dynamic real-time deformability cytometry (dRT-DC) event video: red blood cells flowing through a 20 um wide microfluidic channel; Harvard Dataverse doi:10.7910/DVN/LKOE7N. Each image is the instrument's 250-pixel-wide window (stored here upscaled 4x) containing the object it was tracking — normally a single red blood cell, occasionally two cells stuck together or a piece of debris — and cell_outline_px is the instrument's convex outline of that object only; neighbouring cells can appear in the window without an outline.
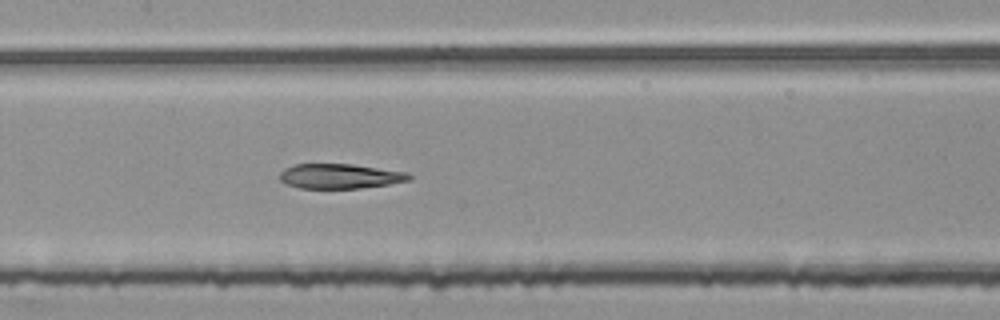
{"species": "common noctule bat (a hibernating species)", "species_latin": "Nyctalus noctula", "temperature_condition": "room temperature", "stored_images_in_passage": 53, "segment_of_instrument_passage": [2, 2], "camera_frame_rate_fps": 3000, "um_per_image_px": 0.085, "animal": {"sex": "female", "body_mass_g": 25.1}, "frame": {"image": 1, "passage_image": 26, "time_ms": 8.333, "image_size_px": [1000, 320], "cell_outline_px": [[412, 176], [408, 180], [388, 184], [360, 188], [300, 188], [284, 184], [280, 180], [280, 172], [284, 168], [296, 164], [352, 164], [408, 172]], "centroid_in_image_um": [28.86, 14.97], "position_along_channel_um": 178.5, "area_um2": 18.67}}
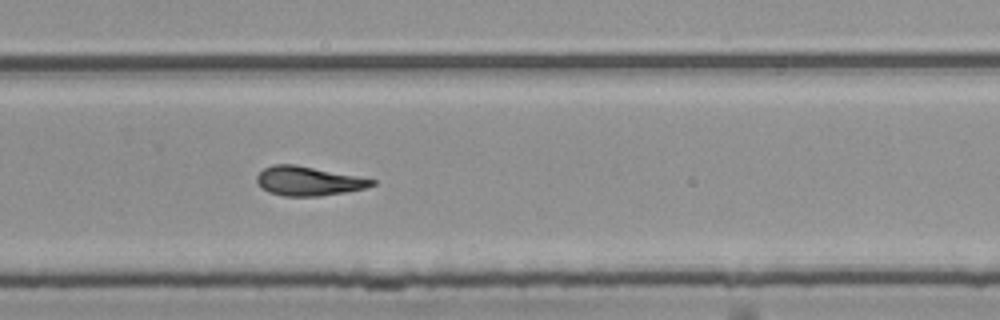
{"frame": {"image": 2, "passage_image": 36, "time_ms": 11.667, "image_size_px": [1000, 320], "cell_outline_px": [[376, 184], [364, 188], [344, 192], [320, 196], [284, 196], [268, 192], [260, 188], [256, 180], [256, 176], [264, 168], [272, 164], [296, 164], [376, 180]], "centroid_in_image_um": [26.16, 15.38], "position_along_channel_um": 303.6, "area_um2": 19.54}}
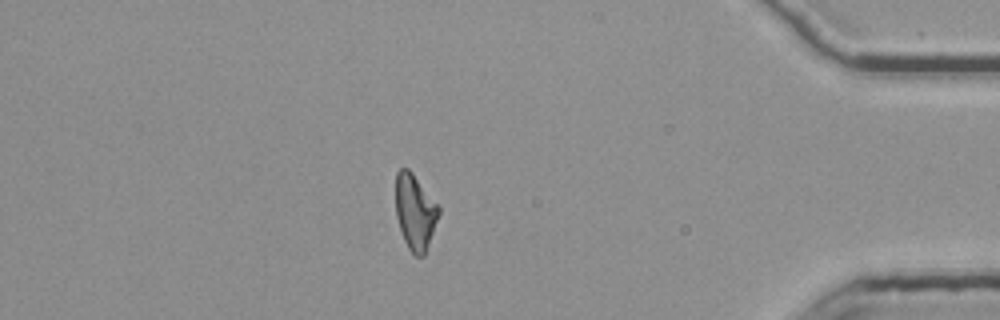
{"frame": {"image": 3, "passage_image": 47, "time_ms": 15.333, "image_size_px": [1000, 320], "cell_outline_px": [[440, 212], [424, 256], [416, 256], [408, 248], [404, 240], [396, 216], [396, 172], [400, 168], [408, 168], [412, 172], [440, 208]], "centroid_in_image_um": [35.27, 18.0], "position_along_channel_um": 399.9, "area_um2": 18.67}}